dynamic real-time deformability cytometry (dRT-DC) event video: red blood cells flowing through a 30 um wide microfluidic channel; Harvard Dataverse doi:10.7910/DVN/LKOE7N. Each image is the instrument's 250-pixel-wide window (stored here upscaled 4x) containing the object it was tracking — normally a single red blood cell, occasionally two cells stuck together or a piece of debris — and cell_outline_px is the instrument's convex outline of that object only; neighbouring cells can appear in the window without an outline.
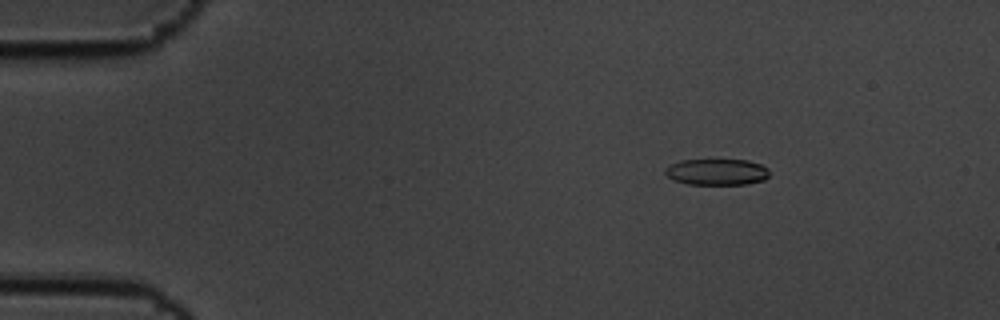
{"species": "common noctule bat (a hibernating species)", "species_latin": "Nyctalus noctula", "temperature_condition": "cold", "stored_images_in_passage": 6, "camera_frame_rate_fps": 3000, "um_per_image_px": 0.085, "animal": {"sex": "male", "body_mass_g": 19.5, "forearm_length_mm": 54.6}, "frame": {"image": 1, "passage_image": 3, "time_ms": 0.667, "image_size_px": [1000, 320], "cell_outline_px": [[768, 176], [764, 180], [744, 184], [688, 184], [676, 180], [668, 176], [664, 172], [664, 168], [680, 160], [748, 160], [760, 164], [768, 168]], "centroid_in_image_um": [60.93, 14.61], "position_along_channel_um": 24.1, "area_um2": 15.78}}
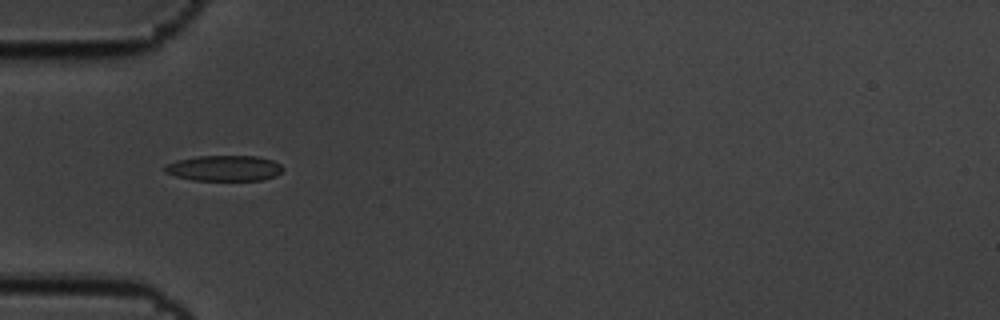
{"frame": {"image": 2, "passage_image": 5, "time_ms": 1.333, "image_size_px": [1000, 320], "cell_outline_px": [[284, 168], [276, 176], [264, 180], [192, 180], [176, 176], [164, 172], [164, 164], [176, 160], [196, 156], [256, 156], [272, 160], [280, 164]], "centroid_in_image_um": [19.04, 14.29], "position_along_channel_um": 66.0, "area_um2": 17.74}}
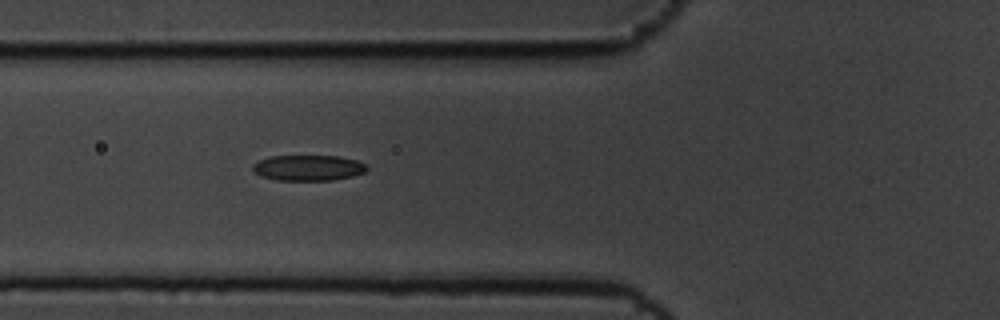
{"frame": {"image": 3, "passage_image": 6, "time_ms": 1.667, "image_size_px": [1000, 320], "cell_outline_px": [[368, 168], [364, 172], [352, 176], [332, 180], [276, 180], [260, 176], [252, 172], [252, 164], [268, 156], [336, 156], [356, 160], [368, 164]], "centroid_in_image_um": [26.17, 14.26], "position_along_channel_um": 99.6, "area_um2": 17.17}}